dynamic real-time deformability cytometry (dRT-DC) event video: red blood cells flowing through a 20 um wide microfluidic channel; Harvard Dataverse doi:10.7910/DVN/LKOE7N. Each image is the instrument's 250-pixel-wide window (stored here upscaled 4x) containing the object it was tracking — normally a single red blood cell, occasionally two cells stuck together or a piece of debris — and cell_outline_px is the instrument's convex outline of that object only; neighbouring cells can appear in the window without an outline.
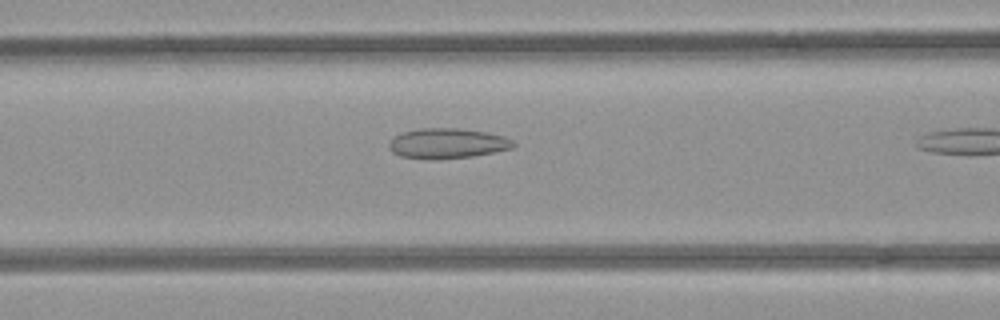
{"species": "common noctule bat (a hibernating species)", "species_latin": "Nyctalus noctula", "temperature_condition": "room temperature", "stored_images_in_passage": 9, "camera_frame_rate_fps": 3000, "um_per_image_px": 0.085, "animal": {"sex": "female", "body_mass_g": 21.9}, "frame": {"image": 1, "passage_image": 8, "time_ms": 2.333, "image_size_px": [1000, 320], "cell_outline_px": [[516, 144], [512, 148], [472, 156], [440, 160], [432, 160], [400, 156], [392, 152], [388, 144], [396, 136], [404, 132], [420, 128], [460, 128], [484, 132], [504, 136], [512, 140]], "centroid_in_image_um": [38.02, 12.2], "position_along_channel_um": 128.6, "area_um2": 21.79}}